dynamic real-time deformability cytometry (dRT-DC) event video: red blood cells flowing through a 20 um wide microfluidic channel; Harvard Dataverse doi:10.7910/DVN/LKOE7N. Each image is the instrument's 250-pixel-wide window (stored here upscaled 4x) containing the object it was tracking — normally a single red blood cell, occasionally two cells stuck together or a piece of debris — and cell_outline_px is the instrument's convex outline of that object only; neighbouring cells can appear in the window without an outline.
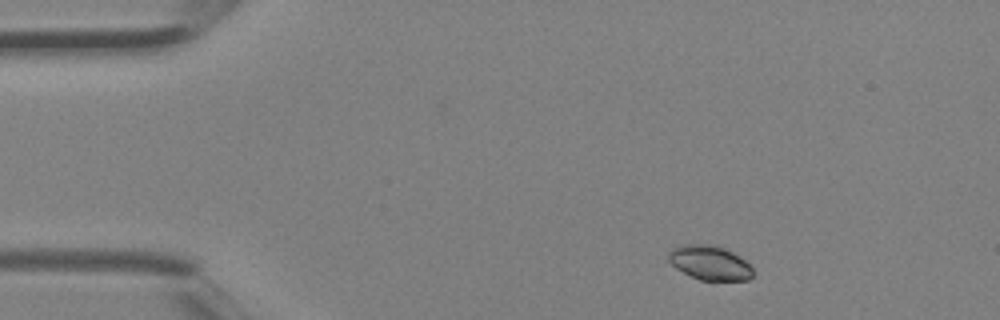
{"species": "Egyptian fruit bat (a non-hibernating species)", "species_latin": "Rousettus aegyptiacus", "temperature_condition": "room temperature", "stored_images_in_passage": 3, "camera_frame_rate_fps": 3000, "um_per_image_px": 0.085, "animal": {"sex": "female"}, "frame": {"image": 1, "passage_image": 1, "time_ms": 0.0, "image_size_px": [1000, 320], "cell_outline_px": [[752, 276], [748, 280], [700, 280], [676, 268], [668, 260], [668, 252], [672, 248], [680, 244], [716, 244], [740, 256], [752, 268]], "centroid_in_image_um": [60.31, 22.31], "position_along_channel_um": 24.7, "area_um2": 16.94}}
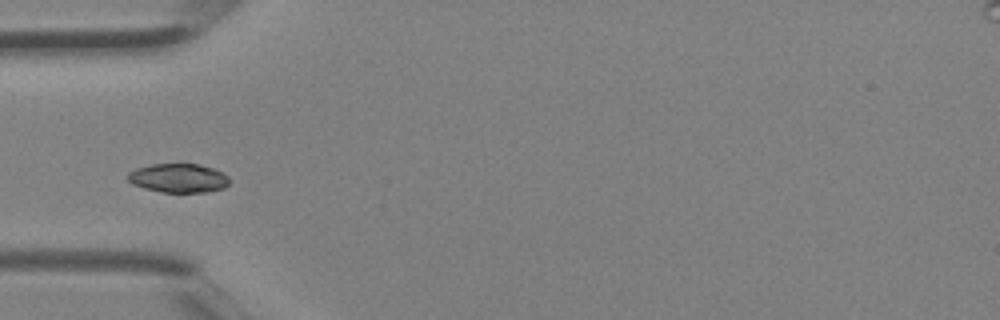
{"frame": {"image": 2, "passage_image": 3, "time_ms": 0.667, "image_size_px": [1000, 320], "cell_outline_px": [[228, 184], [224, 188], [208, 192], [160, 192], [144, 188], [132, 184], [128, 180], [128, 172], [136, 168], [152, 164], [200, 164], [212, 168], [228, 176]], "centroid_in_image_um": [15.15, 15.14], "position_along_channel_um": 69.9, "area_um2": 17.11}}